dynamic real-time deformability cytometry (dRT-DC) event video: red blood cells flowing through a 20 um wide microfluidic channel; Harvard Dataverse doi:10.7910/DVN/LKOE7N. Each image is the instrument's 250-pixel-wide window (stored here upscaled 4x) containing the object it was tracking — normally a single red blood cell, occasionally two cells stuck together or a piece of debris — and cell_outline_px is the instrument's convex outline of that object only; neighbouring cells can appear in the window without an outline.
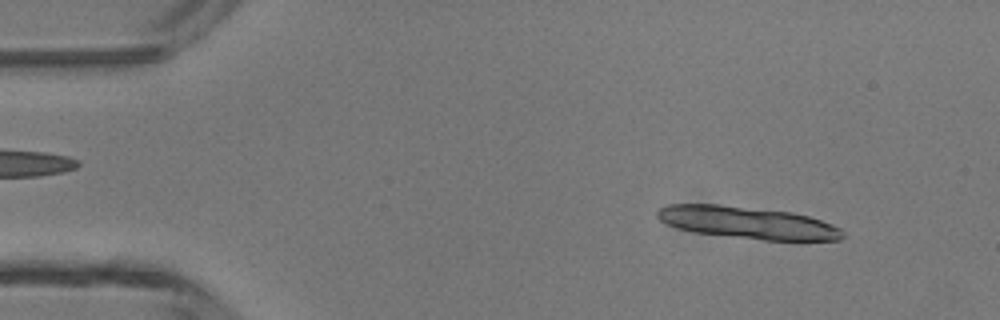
{"species": "common noctule bat (a hibernating species)", "species_latin": "Nyctalus noctula", "temperature_condition": "room temperature", "stored_images_in_passage": 11, "camera_frame_rate_fps": 3000, "um_per_image_px": 0.085, "animal": {"sex": "male", "body_mass_g": 13.3}, "frame": {"image": 1, "passage_image": 4, "time_ms": 1.0, "image_size_px": [1000, 320], "cell_outline_px": [[844, 236], [840, 240], [764, 240], [696, 232], [680, 228], [668, 224], [660, 220], [656, 216], [656, 212], [660, 208], [668, 204], [716, 204], [792, 212], [808, 216], [832, 224], [840, 228], [844, 232]], "centroid_in_image_um": [63.56, 18.92], "position_along_channel_um": 21.4, "area_um2": 34.39}}